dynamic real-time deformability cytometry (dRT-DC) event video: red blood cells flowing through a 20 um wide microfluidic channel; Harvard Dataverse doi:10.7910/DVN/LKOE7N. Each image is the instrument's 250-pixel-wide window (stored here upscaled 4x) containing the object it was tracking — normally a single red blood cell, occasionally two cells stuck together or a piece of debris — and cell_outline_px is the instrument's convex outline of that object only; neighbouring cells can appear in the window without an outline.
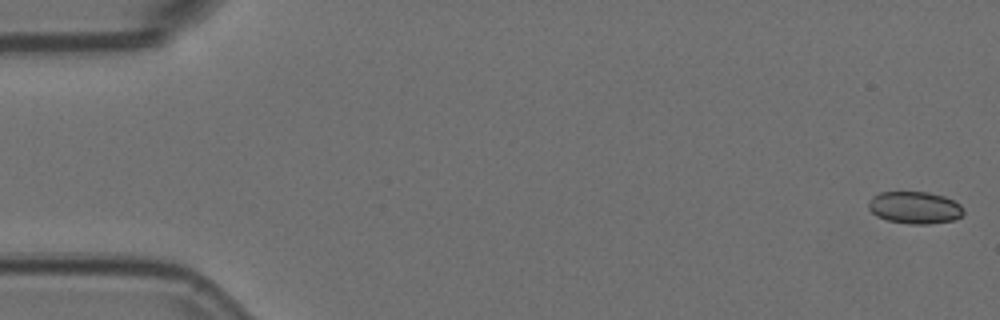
{"species": "Egyptian fruit bat (a non-hibernating species)", "species_latin": "Rousettus aegyptiacus", "temperature_condition": "room temperature", "stored_images_in_passage": 16, "camera_frame_rate_fps": 3000, "um_per_image_px": 0.085, "animal": {"sex": "female"}, "frame": {"image": 1, "passage_image": 1, "time_ms": 0.0, "image_size_px": [1000, 320], "cell_outline_px": [[964, 212], [956, 220], [928, 224], [908, 224], [888, 220], [876, 216], [868, 208], [868, 204], [872, 196], [880, 192], [928, 192], [944, 196], [960, 204], [964, 208]], "centroid_in_image_um": [77.76, 17.65], "position_along_channel_um": 7.2, "area_um2": 17.92}}